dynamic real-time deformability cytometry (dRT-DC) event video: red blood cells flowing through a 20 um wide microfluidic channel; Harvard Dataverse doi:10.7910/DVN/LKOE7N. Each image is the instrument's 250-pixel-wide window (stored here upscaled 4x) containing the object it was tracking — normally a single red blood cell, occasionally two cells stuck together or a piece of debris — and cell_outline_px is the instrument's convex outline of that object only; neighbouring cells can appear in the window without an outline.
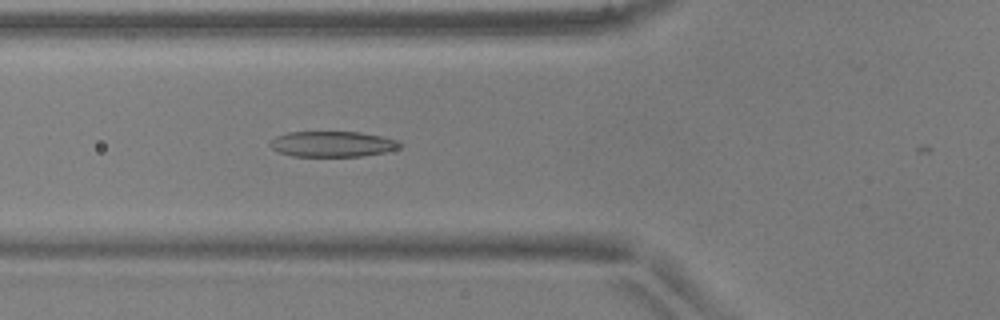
{"species": "common noctule bat (a hibernating species)", "species_latin": "Nyctalus noctula", "temperature_condition": "warm", "stored_images_in_passage": 31, "camera_frame_rate_fps": 3000, "um_per_image_px": 0.085, "animal": {"sex": "male", "body_mass_g": 17.9, "forearm_length_mm": 54.2}, "frame": {"image": 1, "passage_image": 4, "time_ms": 1.0, "image_size_px": [1000, 320], "cell_outline_px": [[404, 144], [400, 148], [384, 152], [360, 156], [292, 156], [280, 152], [272, 148], [268, 144], [276, 136], [288, 132], [360, 132], [400, 140]], "centroid_in_image_um": [28.29, 12.24], "position_along_channel_um": 97.5, "area_um2": 19.36}}
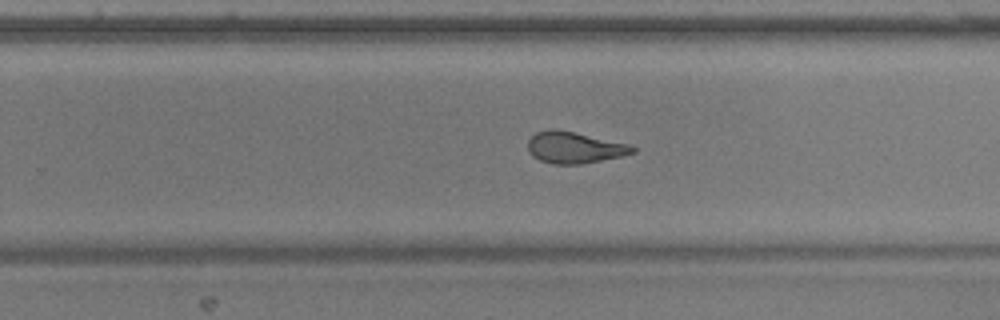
{"frame": {"image": 2, "passage_image": 18, "time_ms": 5.667, "image_size_px": [1000, 320], "cell_outline_px": [[636, 152], [620, 156], [580, 164], [552, 164], [540, 160], [532, 156], [528, 152], [528, 140], [536, 132], [548, 128], [556, 128], [576, 132], [628, 144], [636, 148]], "centroid_in_image_um": [48.78, 12.52], "position_along_channel_um": 281.0, "area_um2": 19.25}}
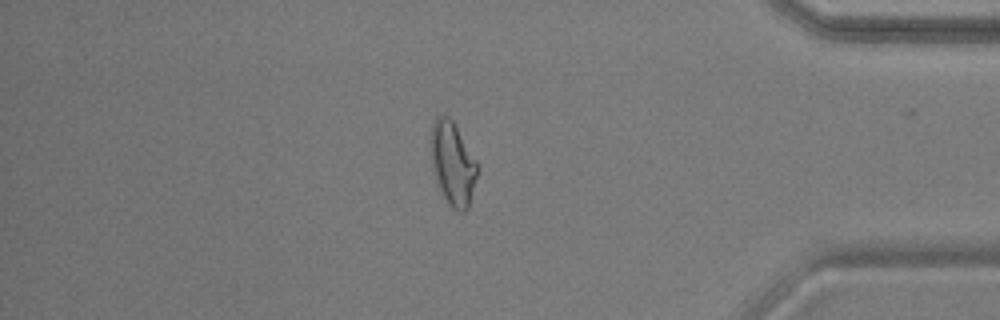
{"frame": {"image": 3, "passage_image": 29, "time_ms": 9.333, "image_size_px": [1000, 320], "cell_outline_px": [[480, 168], [468, 208], [464, 212], [456, 212], [448, 204], [436, 184], [432, 164], [428, 140], [432, 124], [436, 116], [448, 116], [452, 120], [476, 160]], "centroid_in_image_um": [38.46, 13.92], "position_along_channel_um": 396.7, "area_um2": 23.12}}